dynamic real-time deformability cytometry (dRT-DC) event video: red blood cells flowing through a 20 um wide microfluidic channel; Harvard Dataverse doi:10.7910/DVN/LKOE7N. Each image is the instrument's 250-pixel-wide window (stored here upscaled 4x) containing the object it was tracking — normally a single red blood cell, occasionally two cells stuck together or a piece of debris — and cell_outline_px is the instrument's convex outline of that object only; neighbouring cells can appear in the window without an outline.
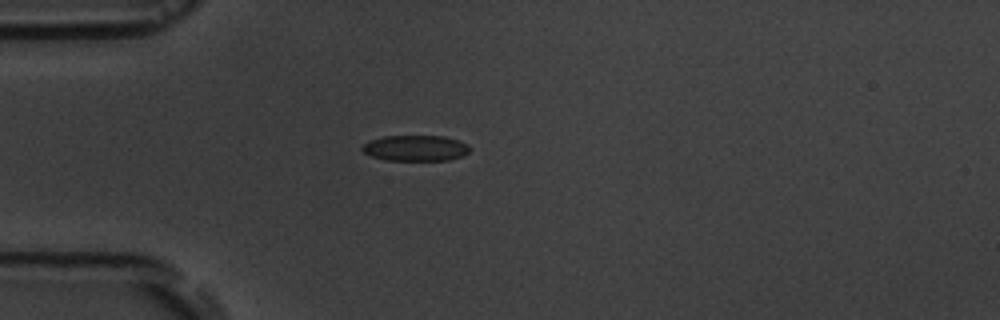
{"species": "common noctule bat (a hibernating species)", "species_latin": "Nyctalus noctula", "temperature_condition": "room temperature", "stored_images_in_passage": 41, "camera_frame_rate_fps": 3000, "um_per_image_px": 0.085, "animal": {"sex": "male", "body_mass_g": 19.5, "forearm_length_mm": 54.6}, "frame": {"image": 1, "passage_image": 1, "time_ms": 0.0, "image_size_px": [1000, 320], "cell_outline_px": [[468, 152], [460, 156], [448, 160], [384, 160], [372, 156], [364, 152], [360, 148], [368, 140], [384, 136], [444, 136], [460, 140], [468, 144]], "centroid_in_image_um": [35.29, 12.58], "position_along_channel_um": 49.7, "area_um2": 16.13}}
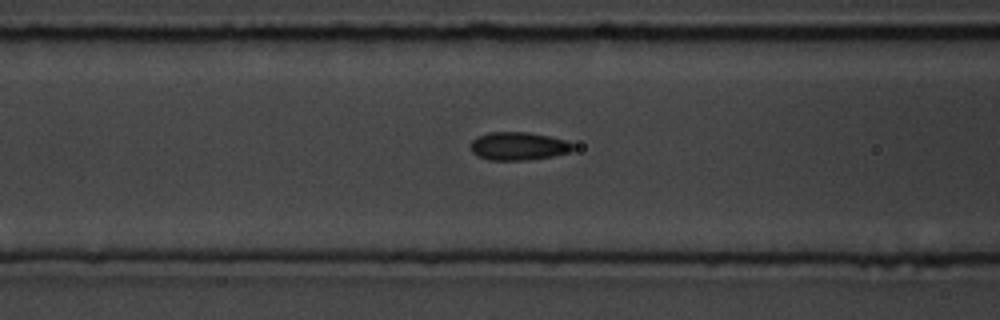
{"frame": {"image": 2, "passage_image": 8, "time_ms": 2.333, "image_size_px": [1000, 320], "cell_outline_px": [[572, 152], [552, 156], [524, 160], [488, 160], [472, 152], [472, 140], [476, 136], [488, 132], [528, 132], [548, 136], [564, 140], [572, 144]], "centroid_in_image_um": [44.04, 12.41], "position_along_channel_um": 122.6, "area_um2": 16.59}}
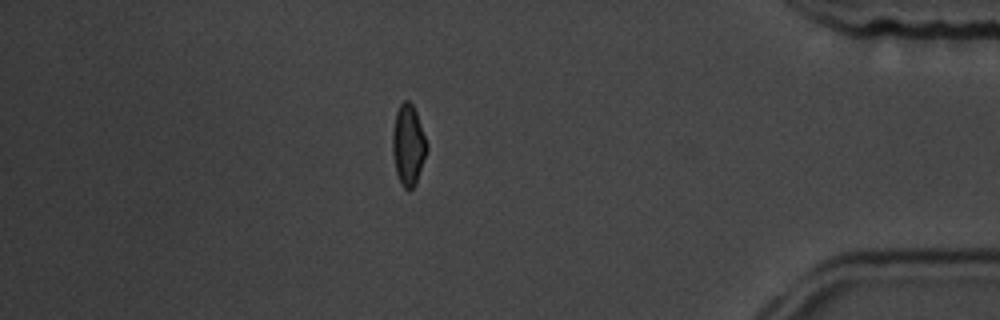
{"frame": {"image": 3, "passage_image": 34, "time_ms": 11.0, "image_size_px": [1000, 320], "cell_outline_px": [[428, 148], [416, 184], [408, 192], [400, 184], [396, 172], [392, 152], [392, 132], [396, 112], [400, 104], [404, 100], [408, 100], [412, 104], [416, 112], [428, 144]], "centroid_in_image_um": [34.7, 12.35], "position_along_channel_um": 400.5, "area_um2": 16.3}, "authors_computed_cell_mechanics": {"area_um2": 16.4152, "velocity_mm_per_s": 3.6506, "shape_relaxation_time_tau1_ms": 6.2567, "shape_relaxation_time_tau2_ms": 0.9944, "deformation_change_tau1": 0.1267, "deformation_change_tau2": 0.0675}}